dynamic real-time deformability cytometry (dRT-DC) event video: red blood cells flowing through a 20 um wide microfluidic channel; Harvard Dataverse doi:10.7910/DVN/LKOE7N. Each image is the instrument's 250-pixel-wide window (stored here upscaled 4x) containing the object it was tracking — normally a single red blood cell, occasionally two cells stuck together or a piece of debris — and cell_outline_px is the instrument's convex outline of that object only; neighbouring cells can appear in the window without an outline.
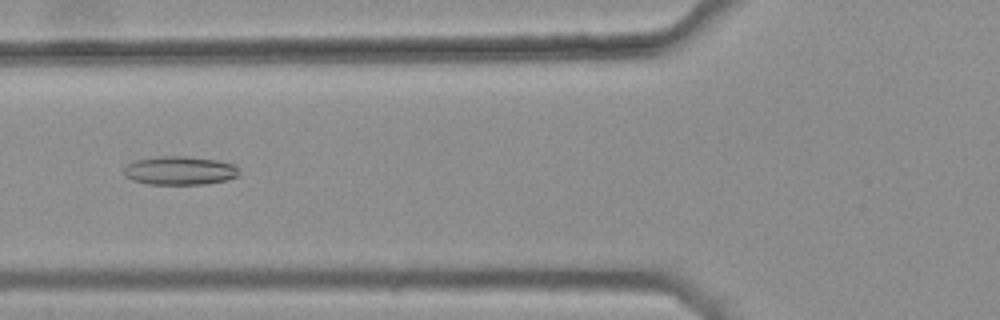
{"species": "common noctule bat (a hibernating species)", "species_latin": "Nyctalus noctula", "temperature_condition": "warm", "stored_images_in_passage": 4, "camera_frame_rate_fps": 3000, "um_per_image_px": 0.085, "animal": {"sex": "female", "body_mass_g": 25.1}, "frame": {"image": 1, "passage_image": 2, "time_ms": 0.333, "image_size_px": [1000, 320], "cell_outline_px": [[236, 176], [224, 180], [204, 184], [148, 184], [132, 180], [124, 176], [124, 168], [128, 164], [136, 160], [156, 156], [184, 156], [216, 160], [236, 164]], "centroid_in_image_um": [15.22, 14.49], "position_along_channel_um": 110.6, "area_um2": 19.02}}
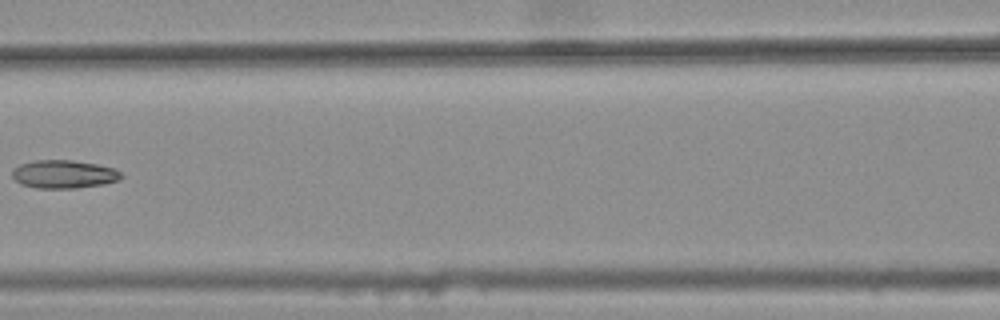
{"frame": {"image": 2, "passage_image": 3, "time_ms": 0.667, "image_size_px": [1000, 320], "cell_outline_px": [[124, 176], [120, 180], [104, 184], [76, 188], [36, 188], [20, 184], [12, 176], [12, 172], [20, 164], [32, 160], [72, 160], [96, 164], [116, 168]], "centroid_in_image_um": [5.46, 14.81], "position_along_channel_um": 161.1, "area_um2": 18.03}}
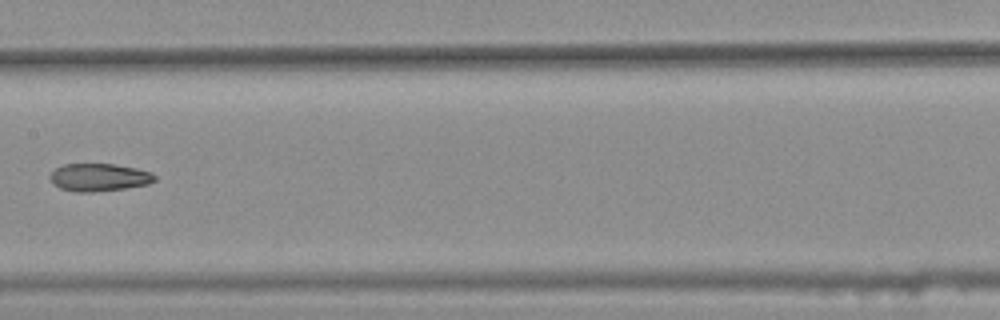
{"frame": {"image": 3, "passage_image": 4, "time_ms": 1.0, "image_size_px": [1000, 320], "cell_outline_px": [[156, 180], [148, 184], [124, 188], [92, 192], [76, 192], [60, 188], [52, 184], [48, 176], [56, 168], [64, 164], [112, 164], [136, 168], [152, 172], [156, 176]], "centroid_in_image_um": [8.4, 15.07], "position_along_channel_um": 199.0, "area_um2": 16.94}}